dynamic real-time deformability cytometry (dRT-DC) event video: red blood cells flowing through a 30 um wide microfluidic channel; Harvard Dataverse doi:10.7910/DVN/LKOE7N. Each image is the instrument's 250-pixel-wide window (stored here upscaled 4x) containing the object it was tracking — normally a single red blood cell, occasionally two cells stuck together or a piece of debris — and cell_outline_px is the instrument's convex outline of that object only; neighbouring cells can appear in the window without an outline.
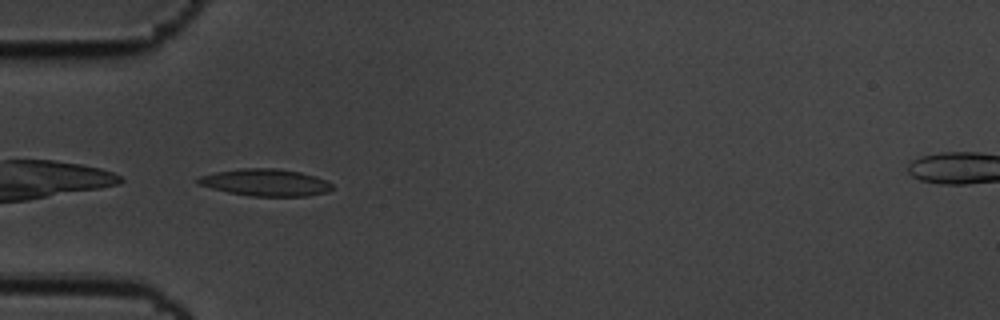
{"species": "common noctule bat (a hibernating species)", "species_latin": "Nyctalus noctula", "temperature_condition": "cold", "stored_images_in_passage": 41, "camera_frame_rate_fps": 3000, "um_per_image_px": 0.085, "animal": {"sex": "male", "body_mass_g": 19.5, "forearm_length_mm": 54.6}, "frame": {"image": 1, "passage_image": 1, "time_ms": 0.0, "image_size_px": [1000, 320], "cell_outline_px": [[332, 188], [328, 192], [308, 196], [248, 196], [228, 192], [196, 184], [196, 180], [200, 176], [216, 172], [240, 168], [276, 168], [300, 172], [316, 176], [332, 184]], "centroid_in_image_um": [22.56, 15.51], "position_along_channel_um": 62.4, "area_um2": 21.15}}
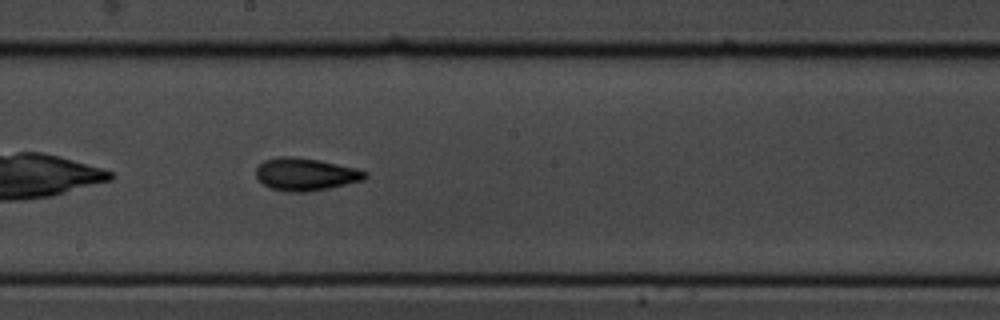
{"frame": {"image": 2, "passage_image": 15, "time_ms": 4.667, "image_size_px": [1000, 320], "cell_outline_px": [[368, 176], [364, 180], [328, 188], [308, 192], [288, 192], [272, 188], [264, 184], [256, 176], [256, 168], [264, 160], [276, 156], [292, 156], [320, 160], [356, 168], [368, 172]], "centroid_in_image_um": [25.98, 14.8], "position_along_channel_um": 222.2, "area_um2": 20.75}}
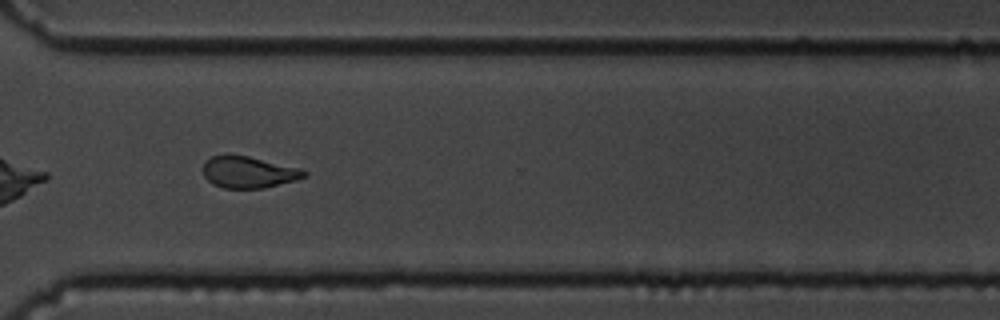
{"frame": {"image": 3, "passage_image": 26, "time_ms": 8.333, "image_size_px": [1000, 320], "cell_outline_px": [[308, 176], [296, 180], [264, 188], [224, 188], [212, 184], [204, 176], [204, 164], [212, 156], [228, 152], [248, 156], [300, 168], [308, 172]], "centroid_in_image_um": [21.13, 14.61], "position_along_channel_um": 349.5, "area_um2": 18.84}, "authors_computed_cell_mechanics": {"area_um2": 19.363, "velocity_mm_per_s": 3.4778, "shape_relaxation_time_tau1_ms": 4.6727, "shape_relaxation_time_tau2_ms": 2.5661, "deformation_change_tau1": 0.1332, "deformation_change_tau2": 0.0979}}